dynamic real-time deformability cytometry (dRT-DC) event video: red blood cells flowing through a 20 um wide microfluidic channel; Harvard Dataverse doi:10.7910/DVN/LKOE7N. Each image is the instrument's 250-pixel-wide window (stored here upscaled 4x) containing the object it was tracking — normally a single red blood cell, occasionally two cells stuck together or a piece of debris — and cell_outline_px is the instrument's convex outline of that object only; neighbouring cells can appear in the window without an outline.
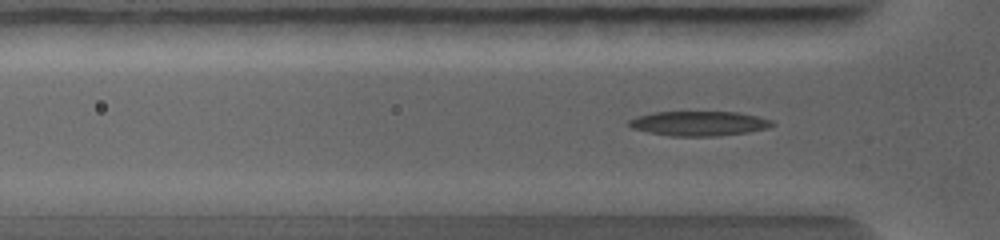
{"species": "common noctule bat (a hibernating species)", "species_latin": "Nyctalus noctula", "temperature_condition": "warm", "stored_images_in_passage": 54, "camera_frame_rate_fps": 5000, "um_per_image_px": 0.085, "animal": {"sex": "female", "body_mass_g": 19.0, "forearm_length_mm": 56.7}, "frame": {"image": 1, "passage_image": 14, "time_ms": 2.2, "image_size_px": [1000, 240], "cell_outline_px": [[776, 124], [768, 128], [748, 132], [716, 136], [668, 136], [648, 132], [632, 128], [628, 124], [628, 120], [636, 116], [652, 112], [736, 112], [756, 116], [772, 120]], "centroid_in_image_um": [59.39, 10.49], "position_along_channel_um": 66.4, "area_um2": 20.63}}
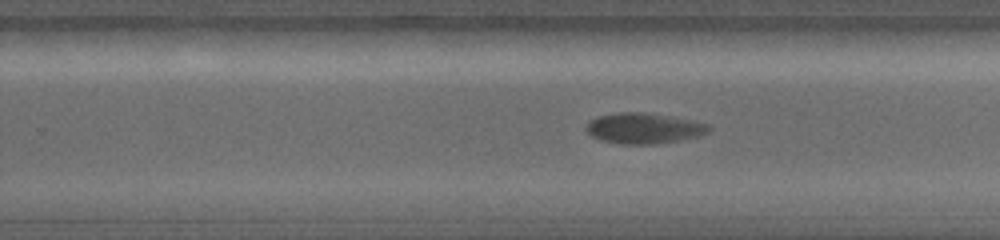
{"frame": {"image": 2, "passage_image": 31, "time_ms": 5.8, "image_size_px": [1000, 240], "cell_outline_px": [[712, 128], [708, 132], [700, 136], [680, 140], [656, 144], [620, 144], [600, 140], [592, 136], [584, 128], [592, 120], [600, 116], [616, 112], [644, 112], [692, 120], [708, 124]], "centroid_in_image_um": [54.75, 10.91], "position_along_channel_um": 275.1, "area_um2": 21.85}}
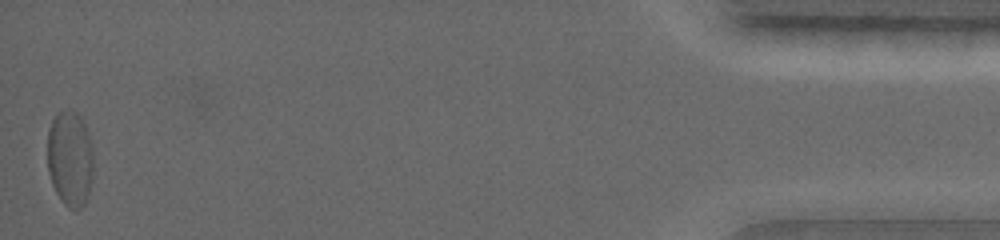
{"frame": {"image": 3, "passage_image": 54, "time_ms": 10.6, "image_size_px": [1000, 240], "cell_outline_px": [[92, 172], [88, 192], [84, 204], [76, 212], [68, 208], [64, 204], [56, 192], [52, 184], [48, 172], [48, 128], [56, 112], [76, 112], [80, 116], [84, 124], [88, 136], [92, 152]], "centroid_in_image_um": [5.92, 13.51], "position_along_channel_um": 429.3, "area_um2": 25.32}}